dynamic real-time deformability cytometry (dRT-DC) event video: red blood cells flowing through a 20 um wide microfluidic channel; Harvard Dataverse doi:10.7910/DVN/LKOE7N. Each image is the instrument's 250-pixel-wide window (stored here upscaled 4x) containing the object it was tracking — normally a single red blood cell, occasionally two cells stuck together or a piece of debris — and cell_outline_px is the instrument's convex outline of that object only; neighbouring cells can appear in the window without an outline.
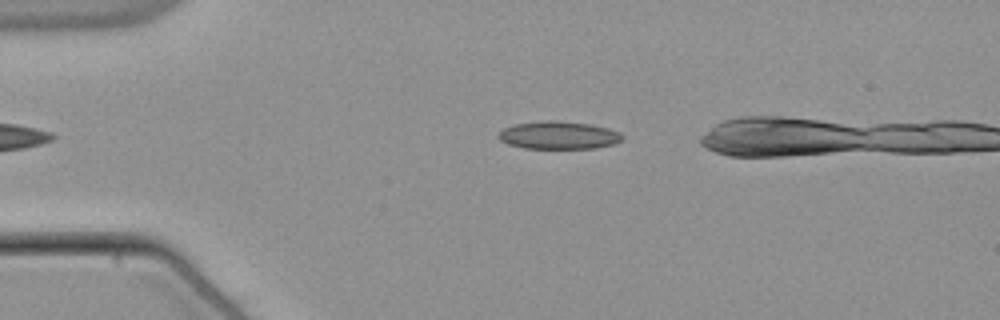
{"species": "common noctule bat (a hibernating species)", "species_latin": "Nyctalus noctula", "temperature_condition": "warm", "stored_images_in_passage": 42, "camera_frame_rate_fps": 3000, "um_per_image_px": 0.085, "animal": {"sex": "male", "body_mass_g": 21.5, "forearm_length_mm": 52.0}, "frame": {"image": 1, "passage_image": 7, "time_ms": 2.0, "image_size_px": [1000, 320], "cell_outline_px": [[624, 136], [620, 140], [612, 144], [596, 148], [524, 148], [508, 144], [500, 140], [496, 136], [504, 128], [516, 124], [540, 120], [556, 120], [592, 124], [608, 128], [620, 132]], "centroid_in_image_um": [47.47, 11.48], "position_along_channel_um": 37.5, "area_um2": 20.11}}
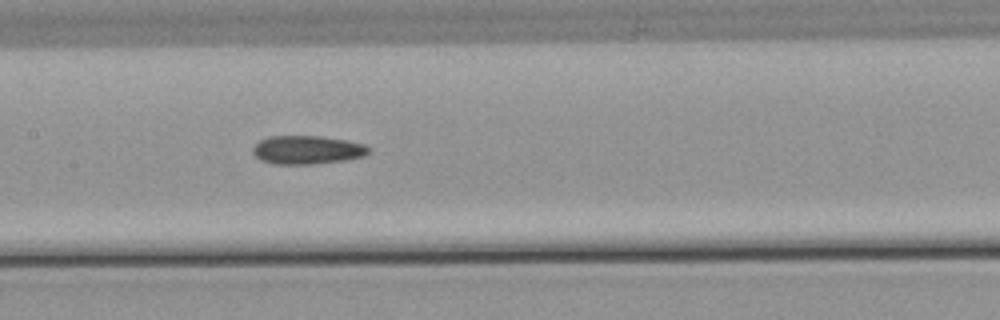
{"frame": {"image": 2, "passage_image": 21, "time_ms": 6.667, "image_size_px": [1000, 320], "cell_outline_px": [[372, 148], [364, 156], [344, 160], [316, 164], [276, 164], [260, 160], [252, 152], [252, 148], [260, 140], [268, 136], [320, 136], [348, 140], [364, 144]], "centroid_in_image_um": [26.12, 12.73], "position_along_channel_um": 181.3, "area_um2": 19.36}}
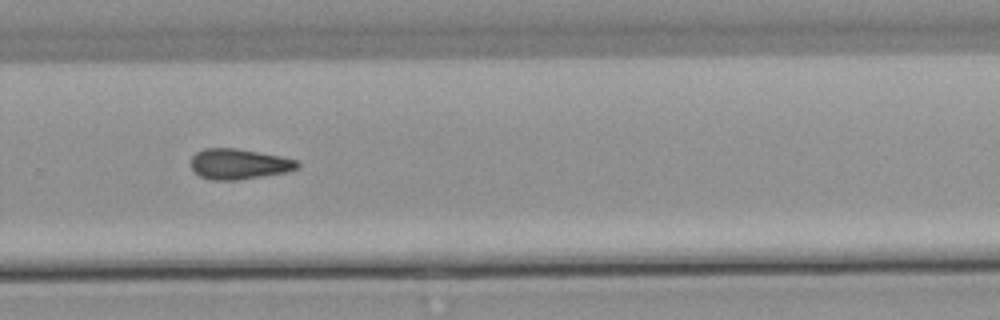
{"frame": {"image": 3, "passage_image": 31, "time_ms": 10.0, "image_size_px": [1000, 320], "cell_outline_px": [[300, 168], [288, 172], [236, 180], [212, 180], [200, 176], [192, 168], [192, 156], [196, 152], [204, 148], [236, 148], [280, 156], [296, 160], [300, 164]], "centroid_in_image_um": [20.33, 13.94], "position_along_channel_um": 309.5, "area_um2": 18.84}}